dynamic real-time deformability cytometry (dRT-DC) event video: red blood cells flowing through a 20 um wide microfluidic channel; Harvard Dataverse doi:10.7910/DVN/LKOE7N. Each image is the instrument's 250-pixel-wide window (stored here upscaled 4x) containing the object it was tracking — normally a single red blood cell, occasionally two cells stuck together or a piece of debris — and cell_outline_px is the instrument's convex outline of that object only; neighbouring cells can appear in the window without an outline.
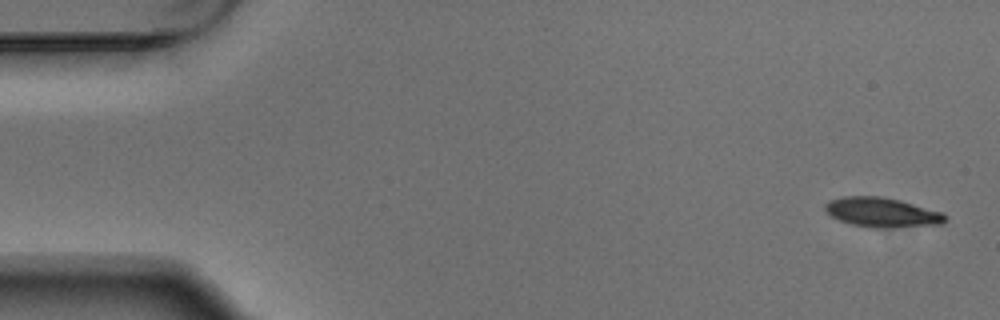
{"species": "Egyptian fruit bat (a non-hibernating species)", "species_latin": "Rousettus aegyptiacus", "temperature_condition": "warm", "stored_images_in_passage": 5, "camera_frame_rate_fps": 3000, "um_per_image_px": 0.085, "animal": {"sex": "male"}, "frame": {"image": 1, "passage_image": 1, "time_ms": 0.0, "image_size_px": [1000, 320], "cell_outline_px": [[948, 220], [944, 224], [876, 228], [872, 228], [852, 224], [840, 220], [832, 216], [824, 208], [824, 204], [828, 200], [844, 196], [880, 196], [900, 200], [944, 212], [948, 216]], "centroid_in_image_um": [75.01, 18.04], "position_along_channel_um": 10.0, "area_um2": 20.81}}
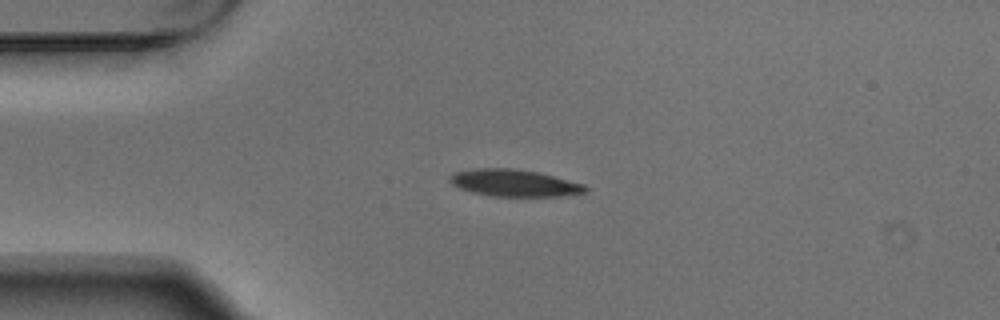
{"frame": {"image": 2, "passage_image": 4, "time_ms": 1.0, "image_size_px": [1000, 320], "cell_outline_px": [[588, 192], [556, 196], [492, 196], [472, 192], [460, 188], [452, 184], [448, 180], [448, 176], [452, 172], [476, 168], [516, 168], [536, 172], [584, 184], [588, 188]], "centroid_in_image_um": [43.65, 15.54], "position_along_channel_um": 41.3, "area_um2": 21.27}}